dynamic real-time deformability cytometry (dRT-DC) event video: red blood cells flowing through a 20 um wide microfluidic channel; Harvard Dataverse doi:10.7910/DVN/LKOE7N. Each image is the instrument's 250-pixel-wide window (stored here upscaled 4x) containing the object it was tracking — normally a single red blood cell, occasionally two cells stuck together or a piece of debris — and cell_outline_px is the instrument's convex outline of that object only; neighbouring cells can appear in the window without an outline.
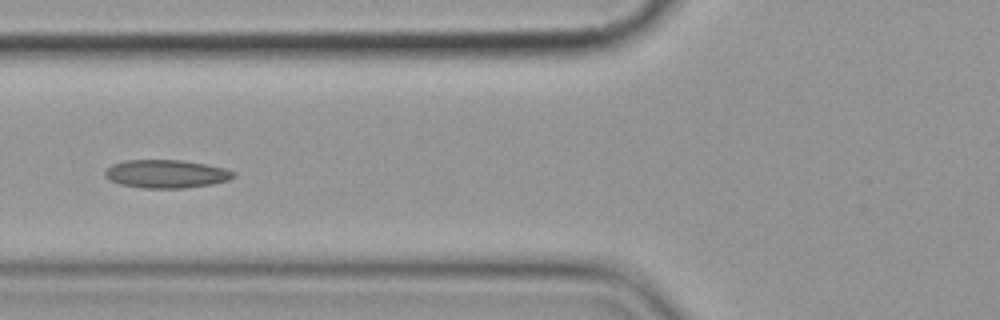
{"species": "common noctule bat (a hibernating species)", "species_latin": "Nyctalus noctula", "temperature_condition": "cold", "stored_images_in_passage": 10, "camera_frame_rate_fps": 3000, "um_per_image_px": 0.085, "animal": {"sex": "female", "body_mass_g": 19.9}, "frame": {"image": 1, "passage_image": 7, "time_ms": 7.0, "image_size_px": [1000, 320], "cell_outline_px": [[236, 176], [228, 180], [212, 184], [184, 188], [140, 188], [120, 184], [108, 180], [104, 176], [104, 172], [112, 164], [124, 160], [184, 160], [224, 168], [236, 172]], "centroid_in_image_um": [14.11, 14.78], "position_along_channel_um": 111.7, "area_um2": 21.27}}
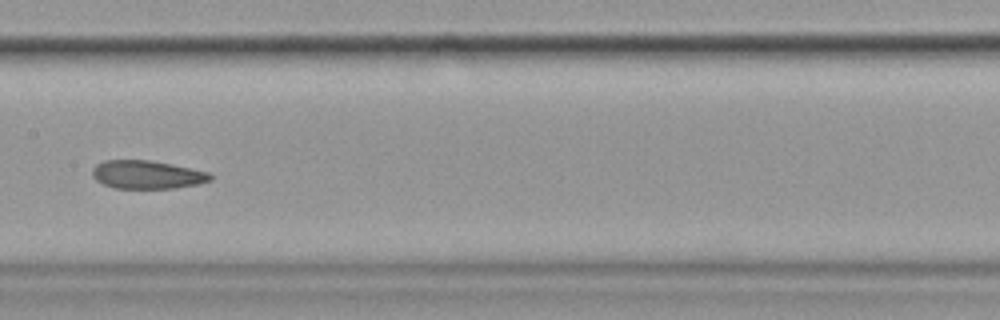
{"frame": {"image": 2, "passage_image": 9, "time_ms": 9.333, "image_size_px": [1000, 320], "cell_outline_px": [[212, 180], [196, 184], [176, 188], [112, 188], [96, 180], [92, 176], [92, 168], [96, 164], [104, 160], [148, 160], [172, 164], [208, 172], [212, 176]], "centroid_in_image_um": [12.46, 14.84], "position_along_channel_um": 194.9, "area_um2": 19.42}}
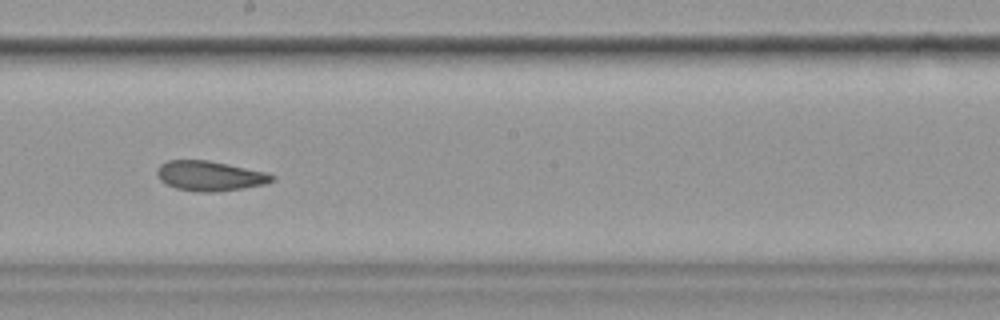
{"frame": {"image": 3, "passage_image": 10, "time_ms": 10.333, "image_size_px": [1000, 320], "cell_outline_px": [[276, 180], [264, 184], [244, 188], [216, 192], [196, 192], [176, 188], [164, 184], [156, 176], [156, 172], [160, 164], [168, 160], [208, 160], [228, 164], [264, 172], [276, 176]], "centroid_in_image_um": [17.8, 14.96], "position_along_channel_um": 230.4, "area_um2": 20.17}}